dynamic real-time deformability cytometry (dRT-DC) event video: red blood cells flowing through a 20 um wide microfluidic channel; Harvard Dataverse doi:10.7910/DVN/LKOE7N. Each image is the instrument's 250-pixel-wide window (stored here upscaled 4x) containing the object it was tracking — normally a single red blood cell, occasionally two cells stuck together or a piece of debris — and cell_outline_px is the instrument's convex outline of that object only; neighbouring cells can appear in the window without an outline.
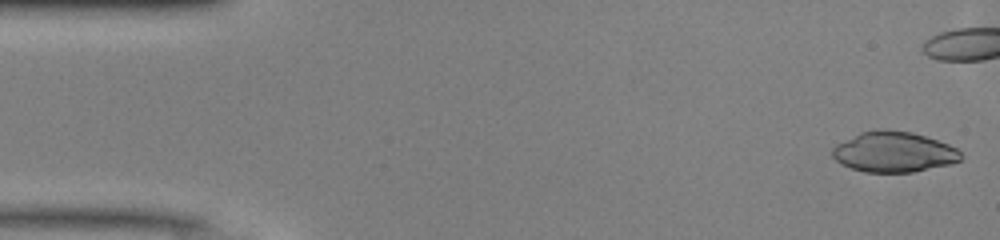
{"species": "common noctule bat (a hibernating species)", "species_latin": "Nyctalus noctula", "temperature_condition": "warm", "stored_images_in_passage": 37, "camera_frame_rate_fps": 3000, "um_per_image_px": 0.085, "animal": {"sex": "male", "body_mass_g": 13.0, "forearm_length_mm": 53.1}, "frame": {"image": 1, "passage_image": 1, "time_ms": 0.0, "image_size_px": [1000, 240], "cell_outline_px": [[964, 156], [960, 160], [952, 164], [912, 172], [864, 172], [840, 164], [832, 156], [832, 148], [836, 144], [860, 132], [876, 128], [884, 128], [912, 132], [948, 144], [956, 148]], "centroid_in_image_um": [75.96, 12.9], "position_along_channel_um": 9.0, "area_um2": 30.52}}